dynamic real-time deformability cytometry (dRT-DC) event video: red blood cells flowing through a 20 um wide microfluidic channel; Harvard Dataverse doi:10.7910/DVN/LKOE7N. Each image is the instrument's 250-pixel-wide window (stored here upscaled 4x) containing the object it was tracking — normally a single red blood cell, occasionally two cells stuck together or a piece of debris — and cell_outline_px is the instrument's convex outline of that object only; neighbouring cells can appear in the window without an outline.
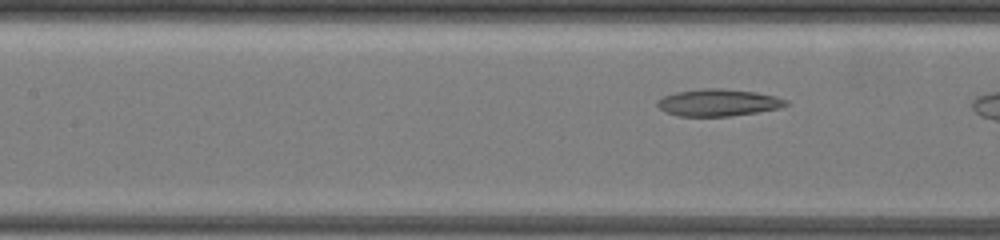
{"species": "common noctule bat (a hibernating species)", "species_latin": "Nyctalus noctula", "temperature_condition": "warm", "stored_images_in_passage": 9, "camera_frame_rate_fps": 3000, "um_per_image_px": 0.085, "animal": {"sex": "female", "body_mass_g": 19.5, "forearm_length_mm": 54.1}, "frame": {"image": 1, "passage_image": 7, "time_ms": 2.0, "image_size_px": [1000, 240], "cell_outline_px": [[788, 104], [780, 108], [756, 112], [728, 116], [680, 116], [668, 112], [660, 108], [656, 104], [656, 100], [664, 96], [676, 92], [704, 88], [724, 88], [756, 92], [776, 96], [788, 100]], "centroid_in_image_um": [61.07, 8.71], "position_along_channel_um": 146.3, "area_um2": 20.17}}